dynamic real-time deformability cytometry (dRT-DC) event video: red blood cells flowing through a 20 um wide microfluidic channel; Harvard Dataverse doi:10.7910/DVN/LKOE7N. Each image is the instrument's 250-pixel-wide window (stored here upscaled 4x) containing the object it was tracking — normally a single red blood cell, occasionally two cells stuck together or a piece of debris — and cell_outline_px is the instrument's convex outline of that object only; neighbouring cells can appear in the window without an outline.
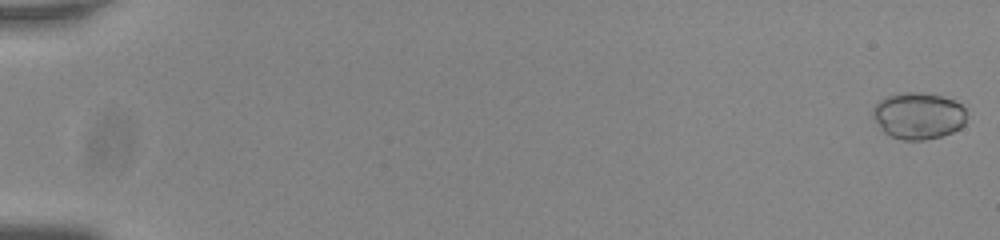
{"species": "common noctule bat (a hibernating species)", "species_latin": "Nyctalus noctula", "temperature_condition": "room temperature", "stored_images_in_passage": 56, "camera_frame_rate_fps": 3000, "um_per_image_px": 0.085, "animal": {"sex": "male", "body_mass_g": 20.0, "forearm_length_mm": 53.3}, "frame": {"image": 1, "passage_image": 1, "time_ms": 0.0, "image_size_px": [1000, 240], "cell_outline_px": [[964, 124], [960, 128], [952, 132], [940, 136], [924, 140], [900, 140], [884, 132], [880, 128], [872, 116], [872, 108], [880, 100], [888, 96], [904, 92], [924, 92], [940, 96], [952, 100], [960, 104], [964, 108]], "centroid_in_image_um": [78.02, 9.84], "position_along_channel_um": 7.0, "area_um2": 25.37}}
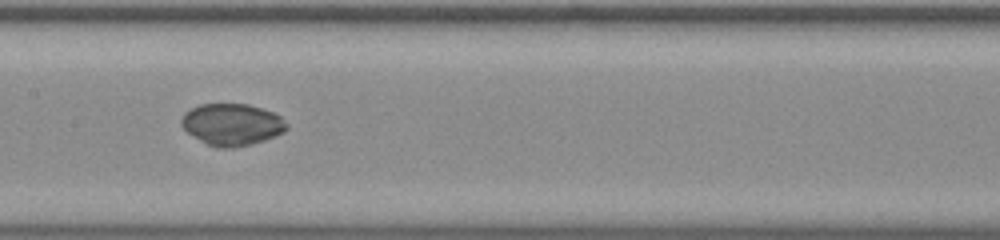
{"frame": {"image": 2, "passage_image": 30, "time_ms": 9.667, "image_size_px": [1000, 240], "cell_outline_px": [[288, 128], [284, 132], [276, 136], [252, 144], [232, 148], [220, 148], [208, 144], [200, 140], [188, 132], [180, 124], [180, 120], [184, 112], [200, 104], [248, 104], [272, 112], [280, 116], [288, 124]], "centroid_in_image_um": [19.72, 10.58], "position_along_channel_um": 187.7, "area_um2": 25.61}}
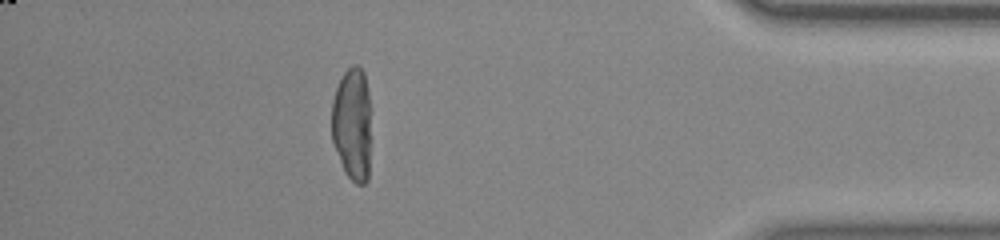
{"frame": {"image": 3, "passage_image": 50, "time_ms": 16.333, "image_size_px": [1000, 240], "cell_outline_px": [[372, 108], [368, 180], [364, 184], [356, 184], [344, 172], [332, 140], [332, 100], [336, 88], [344, 72], [352, 64], [356, 64], [364, 72]], "centroid_in_image_um": [29.98, 10.54], "position_along_channel_um": 405.2, "area_um2": 26.76}, "authors_computed_cell_mechanics": {"area_um2": 25.8944, "velocity_mm_per_s": 3.8103, "shape_relaxation_time_tau1_ms": 6.1898, "shape_relaxation_time_tau2_ms": null, "deformation_change_tau1": 0.1362, "deformation_change_tau2": null}}